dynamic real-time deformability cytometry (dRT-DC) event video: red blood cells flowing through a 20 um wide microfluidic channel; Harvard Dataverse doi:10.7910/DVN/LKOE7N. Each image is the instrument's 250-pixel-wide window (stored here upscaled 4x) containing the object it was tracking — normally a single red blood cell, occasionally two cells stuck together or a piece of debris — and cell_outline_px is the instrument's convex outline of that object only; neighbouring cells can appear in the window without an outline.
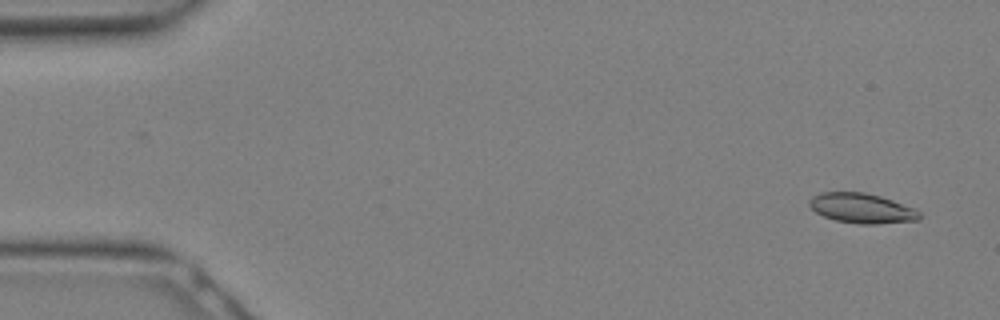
{"species": "Egyptian fruit bat (a non-hibernating species)", "species_latin": "Rousettus aegyptiacus", "temperature_condition": "warm", "stored_images_in_passage": 14, "camera_frame_rate_fps": 3000, "um_per_image_px": 0.085, "animal": {"sex": "female"}, "frame": {"image": 1, "passage_image": 1, "time_ms": 0.0, "image_size_px": [1000, 320], "cell_outline_px": [[920, 220], [876, 224], [860, 224], [836, 220], [824, 216], [816, 212], [808, 204], [808, 200], [812, 196], [820, 192], [864, 192], [880, 196], [916, 208], [920, 212]], "centroid_in_image_um": [73.26, 17.69], "position_along_channel_um": 11.7, "area_um2": 19.25}}
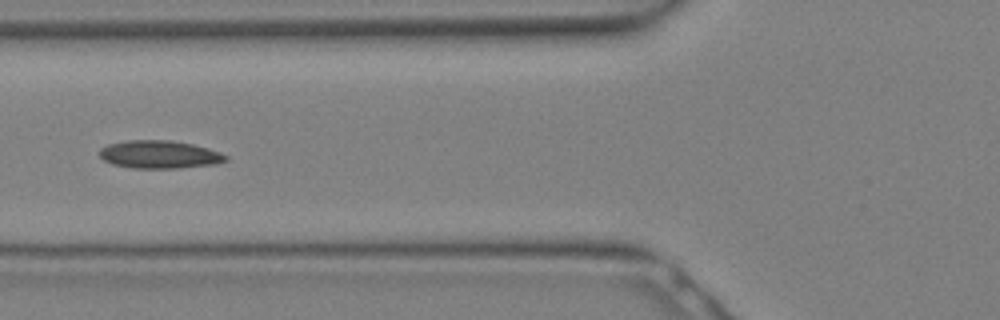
{"frame": {"image": 2, "passage_image": 11, "time_ms": 3.333, "image_size_px": [1000, 320], "cell_outline_px": [[228, 160], [216, 164], [180, 168], [132, 168], [112, 164], [104, 160], [100, 156], [100, 148], [108, 144], [128, 140], [172, 140], [192, 144], [208, 148], [220, 152], [228, 156]], "centroid_in_image_um": [13.57, 13.13], "position_along_channel_um": 112.2, "area_um2": 20.63}}
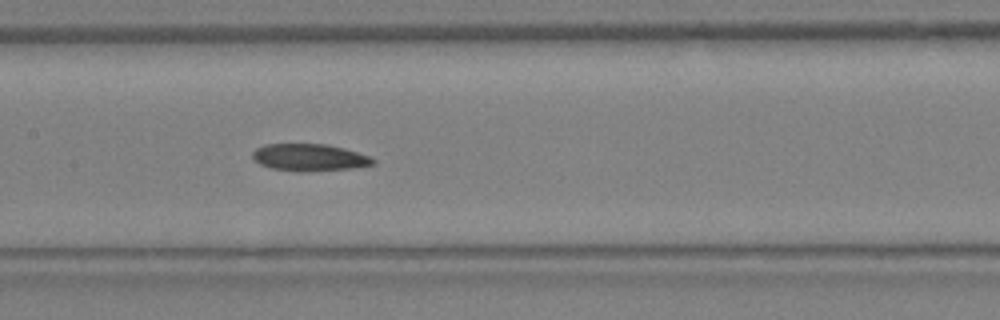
{"frame": {"image": 3, "passage_image": 14, "time_ms": 4.333, "image_size_px": [1000, 320], "cell_outline_px": [[376, 164], [352, 168], [304, 172], [272, 168], [260, 164], [252, 156], [252, 152], [256, 148], [264, 144], [328, 144], [344, 148], [368, 156], [376, 160]], "centroid_in_image_um": [26.31, 13.38], "position_along_channel_um": 181.1, "area_um2": 18.96}}